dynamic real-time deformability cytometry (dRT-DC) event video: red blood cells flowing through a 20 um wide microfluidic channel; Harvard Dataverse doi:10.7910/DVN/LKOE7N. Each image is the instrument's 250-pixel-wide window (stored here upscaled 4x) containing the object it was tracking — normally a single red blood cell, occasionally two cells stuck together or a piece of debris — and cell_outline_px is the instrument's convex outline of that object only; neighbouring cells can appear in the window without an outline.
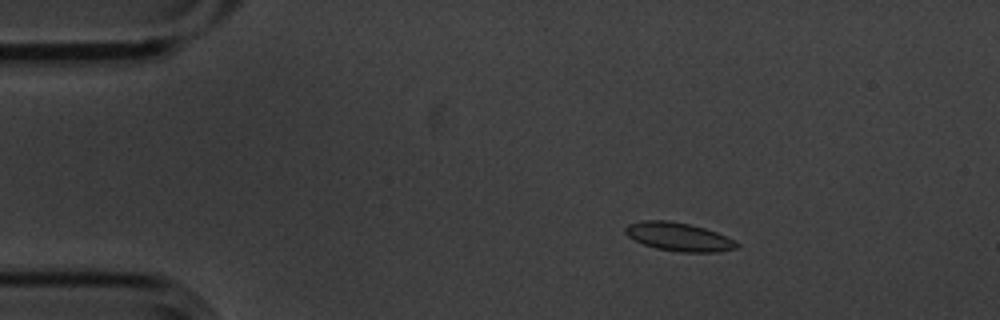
{"species": "common noctule bat (a hibernating species)", "species_latin": "Nyctalus noctula", "temperature_condition": "cold", "stored_images_in_passage": 5, "camera_frame_rate_fps": 3000, "um_per_image_px": 0.085, "animal": {"sex": "male", "body_mass_g": 20.1, "forearm_length_mm": 53.5}, "frame": {"image": 1, "passage_image": 3, "time_ms": 0.667, "image_size_px": [1000, 320], "cell_outline_px": [[740, 248], [720, 252], [680, 252], [656, 248], [644, 244], [628, 236], [624, 232], [624, 228], [628, 224], [644, 220], [668, 220], [688, 224], [704, 228], [716, 232], [736, 240], [740, 244]], "centroid_in_image_um": [57.74, 20.13], "position_along_channel_um": 27.3, "area_um2": 18.55}}
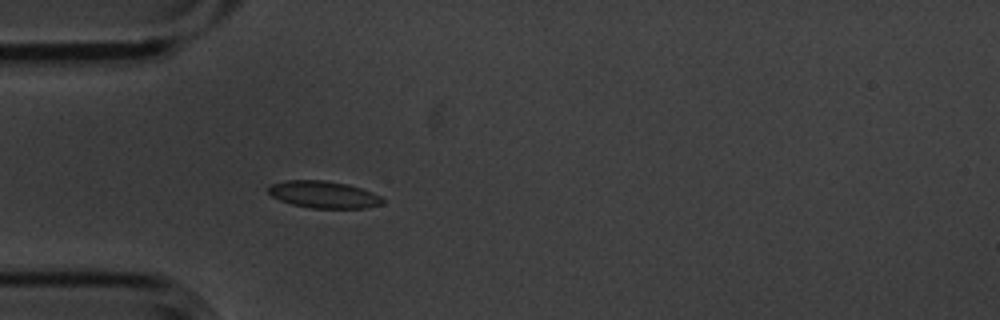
{"frame": {"image": 2, "passage_image": 5, "time_ms": 1.333, "image_size_px": [1000, 320], "cell_outline_px": [[384, 204], [368, 208], [312, 208], [292, 204], [280, 200], [272, 196], [268, 192], [268, 188], [272, 184], [284, 180], [324, 180], [348, 184], [372, 192], [380, 196], [384, 200]], "centroid_in_image_um": [27.53, 16.54], "position_along_channel_um": 57.5, "area_um2": 18.03}}